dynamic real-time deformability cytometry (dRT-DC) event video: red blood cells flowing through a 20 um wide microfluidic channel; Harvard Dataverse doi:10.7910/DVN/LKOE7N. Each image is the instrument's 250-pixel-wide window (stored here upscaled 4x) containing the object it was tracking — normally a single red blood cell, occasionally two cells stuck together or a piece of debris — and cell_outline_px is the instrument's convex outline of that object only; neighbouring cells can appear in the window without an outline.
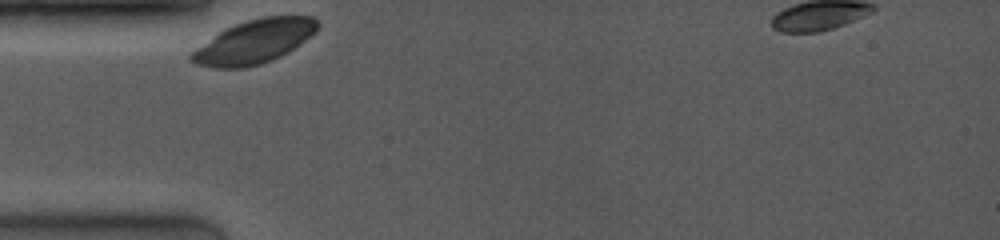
{"species": "common noctule bat (a hibernating species)", "species_latin": "Nyctalus noctula", "temperature_condition": "room temperature", "stored_images_in_passage": 12, "camera_frame_rate_fps": 4000, "um_per_image_px": 0.085, "animal": {"sex": "female", "body_mass_g": 19.0, "forearm_length_mm": 53.3}, "frame": {"image": 1, "passage_image": 1, "time_ms": 0.0, "image_size_px": [1000, 240], "cell_outline_px": [[320, 24], [316, 32], [288, 52], [272, 60], [260, 64], [244, 68], [212, 68], [196, 64], [188, 60], [188, 56], [196, 48], [224, 28], [260, 16], [312, 16]], "centroid_in_image_um": [21.59, 3.54], "position_along_channel_um": 63.4, "area_um2": 32.14}}